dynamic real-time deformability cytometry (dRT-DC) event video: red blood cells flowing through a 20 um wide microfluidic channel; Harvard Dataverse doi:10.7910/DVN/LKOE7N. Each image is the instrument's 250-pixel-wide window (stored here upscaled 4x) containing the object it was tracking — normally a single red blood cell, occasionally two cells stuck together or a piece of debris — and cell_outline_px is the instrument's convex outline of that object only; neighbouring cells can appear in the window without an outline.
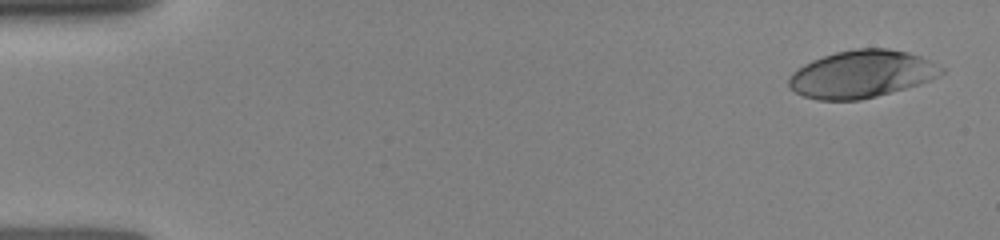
{"species": "human", "species_latin": "Homo sapiens", "temperature_condition": "room temperature", "stored_images_in_passage": 32, "camera_frame_rate_fps": 3000, "um_per_image_px": 0.085, "donor": {"sex": "female"}, "frame": {"image": 1, "passage_image": 1, "time_ms": 0.0, "image_size_px": [1000, 240], "cell_outline_px": [[944, 72], [928, 80], [904, 88], [876, 96], [860, 100], [816, 100], [804, 96], [796, 92], [788, 84], [788, 80], [792, 72], [804, 64], [812, 60], [836, 52], [856, 48], [888, 48], [908, 52], [920, 56], [944, 68]], "centroid_in_image_um": [73.2, 6.29], "position_along_channel_um": 11.8, "area_um2": 41.73}}
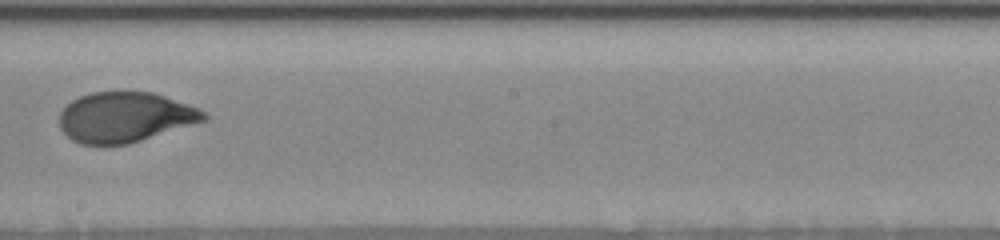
{"frame": {"image": 2, "passage_image": 18, "time_ms": 8.667, "image_size_px": [1000, 240], "cell_outline_px": [[208, 120], [128, 144], [104, 148], [80, 144], [72, 140], [60, 128], [60, 112], [72, 100], [80, 96], [92, 92], [124, 88], [152, 92], [200, 108], [208, 116]], "centroid_in_image_um": [10.61, 9.95], "position_along_channel_um": 237.6, "area_um2": 43.58}}
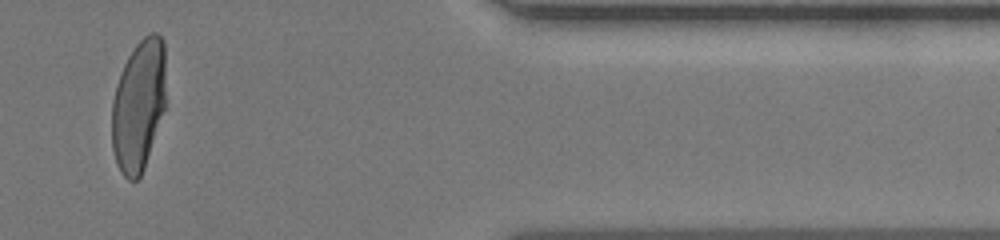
{"frame": {"image": 3, "passage_image": 30, "time_ms": 13.333, "image_size_px": [1000, 240], "cell_outline_px": [[164, 108], [144, 168], [140, 176], [136, 180], [128, 180], [120, 172], [116, 164], [112, 148], [112, 100], [116, 84], [124, 64], [128, 56], [136, 44], [148, 32], [156, 32], [164, 40]], "centroid_in_image_um": [11.75, 8.95], "position_along_channel_um": 399.6, "area_um2": 41.21}}